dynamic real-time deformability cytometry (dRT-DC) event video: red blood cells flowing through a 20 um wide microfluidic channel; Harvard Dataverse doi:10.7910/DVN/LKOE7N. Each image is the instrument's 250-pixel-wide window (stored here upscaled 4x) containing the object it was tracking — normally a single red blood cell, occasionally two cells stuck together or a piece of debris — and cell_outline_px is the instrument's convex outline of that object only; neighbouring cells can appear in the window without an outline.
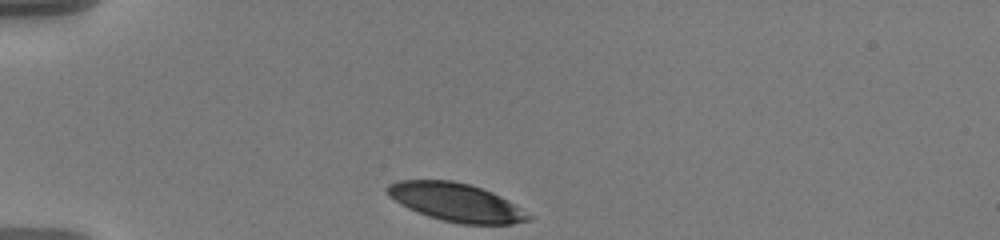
{"species": "human", "species_latin": "Homo sapiens", "temperature_condition": "warm", "stored_images_in_passage": 36, "camera_frame_rate_fps": 3000, "um_per_image_px": 0.085, "donor": {"sex": "male"}, "frame": {"image": 1, "passage_image": 1, "time_ms": 0.0, "image_size_px": [1000, 240], "cell_outline_px": [[532, 220], [512, 224], [460, 224], [428, 216], [408, 208], [400, 204], [388, 196], [384, 188], [388, 184], [396, 180], [452, 180], [468, 184], [492, 192], [500, 196], [520, 208], [532, 216]], "centroid_in_image_um": [38.72, 17.19], "position_along_channel_um": 46.3, "area_um2": 31.39}}
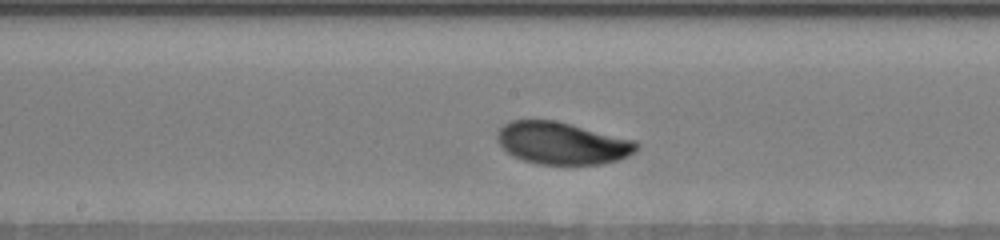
{"frame": {"image": 2, "passage_image": 17, "time_ms": 5.333, "image_size_px": [1000, 240], "cell_outline_px": [[640, 144], [628, 156], [620, 160], [600, 164], [536, 164], [512, 156], [500, 144], [496, 136], [500, 128], [504, 124], [512, 120], [556, 120], [572, 124], [632, 140]], "centroid_in_image_um": [47.75, 12.17], "position_along_channel_um": 200.4, "area_um2": 33.99}}
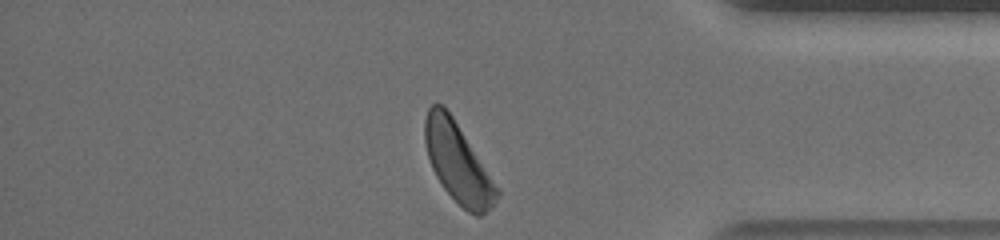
{"frame": {"image": 3, "passage_image": 35, "time_ms": 11.333, "image_size_px": [1000, 240], "cell_outline_px": [[500, 196], [492, 208], [480, 216], [476, 216], [468, 212], [444, 188], [436, 176], [432, 168], [428, 156], [424, 140], [424, 120], [428, 108], [432, 104], [444, 104], [452, 116], [500, 192]], "centroid_in_image_um": [38.89, 13.83], "position_along_channel_um": 396.3, "area_um2": 32.66}, "authors_computed_cell_mechanics": {"area_um2": 33.8997, "velocity_mm_per_s": 3.5342, "shape_relaxation_time_tau1_ms": 2.2596, "shape_relaxation_time_tau2_ms": null, "deformation_change_tau1": 0.1235, "deformation_change_tau2": null}}